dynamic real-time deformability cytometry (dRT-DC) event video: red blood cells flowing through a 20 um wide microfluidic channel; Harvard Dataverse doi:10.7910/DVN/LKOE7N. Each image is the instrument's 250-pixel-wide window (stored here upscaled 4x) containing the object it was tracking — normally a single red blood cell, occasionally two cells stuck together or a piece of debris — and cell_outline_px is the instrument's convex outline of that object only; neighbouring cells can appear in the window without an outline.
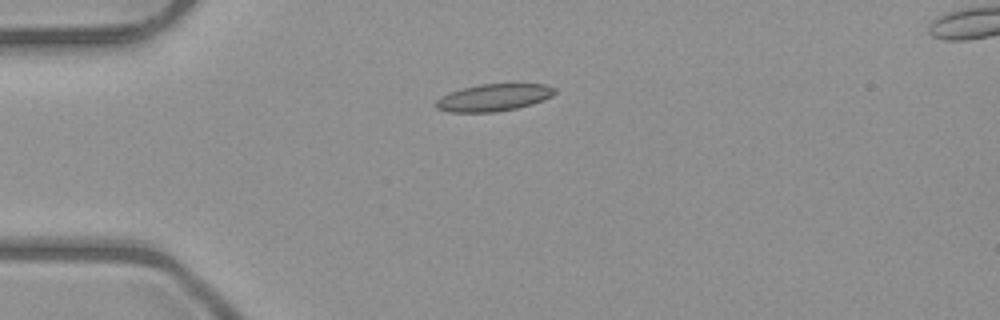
{"species": "common noctule bat (a hibernating species)", "species_latin": "Nyctalus noctula", "temperature_condition": "room temperature", "stored_images_in_passage": 5, "camera_frame_rate_fps": 3000, "um_per_image_px": 0.085, "animal": {"sex": "male", "body_mass_g": 23.1, "forearm_length_mm": 52.7}, "frame": {"image": 1, "passage_image": 5, "time_ms": 4.667, "image_size_px": [1000, 320], "cell_outline_px": [[556, 92], [552, 96], [544, 100], [532, 104], [516, 108], [496, 112], [448, 112], [436, 108], [436, 100], [452, 92], [464, 88], [480, 84], [544, 84], [556, 88]], "centroid_in_image_um": [42.01, 8.29], "position_along_channel_um": 43.0, "area_um2": 18.61}}